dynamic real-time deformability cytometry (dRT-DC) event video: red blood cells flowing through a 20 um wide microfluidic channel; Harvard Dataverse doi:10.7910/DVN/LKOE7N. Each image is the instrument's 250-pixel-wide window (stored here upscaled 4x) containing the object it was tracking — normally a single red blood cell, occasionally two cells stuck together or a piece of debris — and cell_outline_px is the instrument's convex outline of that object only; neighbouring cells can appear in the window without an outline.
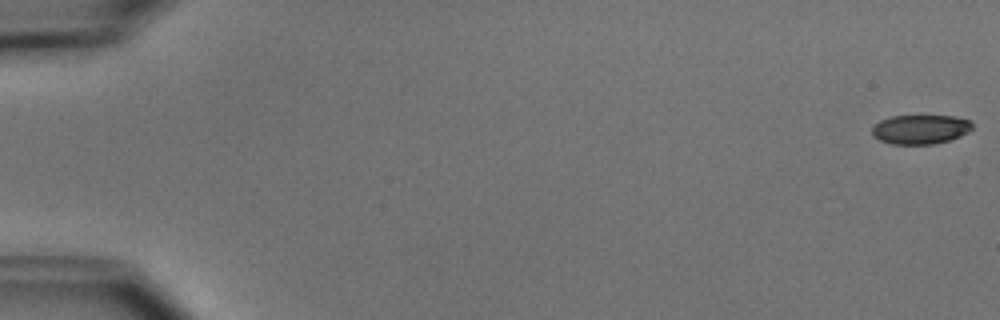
{"species": "common noctule bat (a hibernating species)", "species_latin": "Nyctalus noctula", "temperature_condition": "cold", "stored_images_in_passage": 3, "camera_frame_rate_fps": 3000, "um_per_image_px": 0.085, "animal": {"sex": "male", "body_mass_g": 15.6}, "frame": {"image": 1, "passage_image": 1, "time_ms": 0.0, "image_size_px": [1000, 320], "cell_outline_px": [[972, 128], [968, 132], [960, 136], [948, 140], [932, 144], [892, 144], [880, 140], [872, 136], [872, 128], [880, 120], [892, 116], [952, 116], [972, 120]], "centroid_in_image_um": [78.23, 10.99], "position_along_channel_um": 6.8, "area_um2": 17.05}}